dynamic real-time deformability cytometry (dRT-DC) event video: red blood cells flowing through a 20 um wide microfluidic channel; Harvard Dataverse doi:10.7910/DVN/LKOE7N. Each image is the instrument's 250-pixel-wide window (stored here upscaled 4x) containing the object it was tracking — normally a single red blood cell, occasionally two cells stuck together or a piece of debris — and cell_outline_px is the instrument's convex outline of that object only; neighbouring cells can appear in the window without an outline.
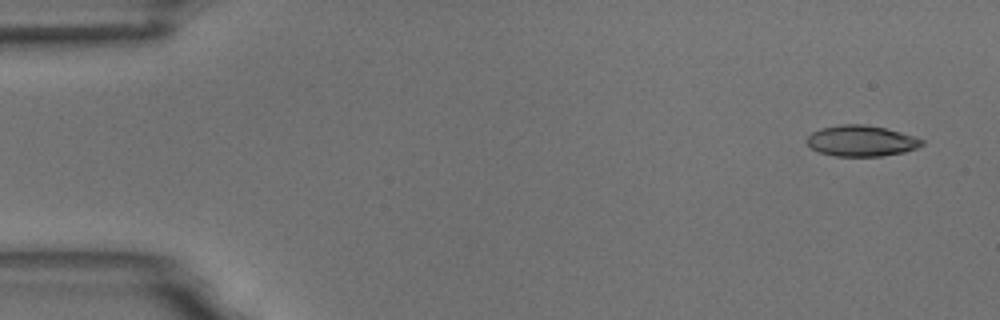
{"species": "common noctule bat (a hibernating species)", "species_latin": "Nyctalus noctula", "temperature_condition": "room temperature", "stored_images_in_passage": 5, "camera_frame_rate_fps": 3000, "um_per_image_px": 0.085, "animal": {"sex": "male", "body_mass_g": 18.8}, "frame": {"image": 1, "passage_image": 1, "time_ms": 0.0, "image_size_px": [1000, 320], "cell_outline_px": [[924, 144], [916, 148], [904, 152], [880, 156], [836, 156], [820, 152], [812, 148], [804, 140], [812, 132], [820, 128], [840, 124], [864, 124], [884, 128], [900, 132], [924, 140]], "centroid_in_image_um": [73.18, 11.97], "position_along_channel_um": 11.8, "area_um2": 20.63}}
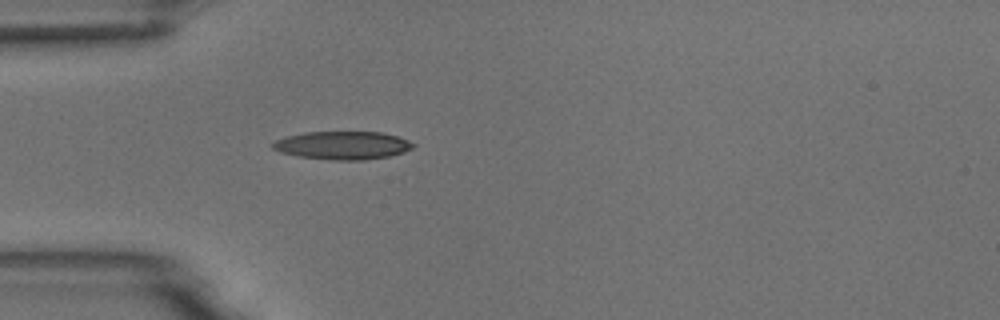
{"frame": {"image": 2, "passage_image": 5, "time_ms": 4.333, "image_size_px": [1000, 320], "cell_outline_px": [[416, 144], [412, 148], [404, 152], [388, 156], [364, 160], [336, 160], [296, 156], [280, 152], [272, 148], [272, 144], [276, 140], [288, 136], [304, 132], [380, 132], [396, 136], [408, 140]], "centroid_in_image_um": [29.12, 12.35], "position_along_channel_um": 55.9, "area_um2": 22.89}}